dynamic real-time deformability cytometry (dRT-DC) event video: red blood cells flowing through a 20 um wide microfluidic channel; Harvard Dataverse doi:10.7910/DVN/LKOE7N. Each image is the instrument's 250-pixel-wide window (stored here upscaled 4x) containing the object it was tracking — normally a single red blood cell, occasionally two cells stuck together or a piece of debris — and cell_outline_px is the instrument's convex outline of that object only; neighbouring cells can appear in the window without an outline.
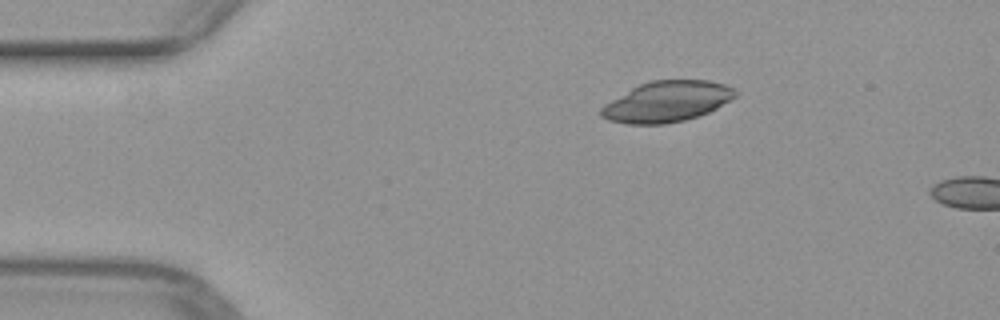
{"species": "common noctule bat (a hibernating species)", "species_latin": "Nyctalus noctula", "temperature_condition": "warm", "stored_images_in_passage": 4, "camera_frame_rate_fps": 3000, "um_per_image_px": 0.085, "animal": {"sex": "female", "body_mass_g": 29.2, "forearm_length_mm": 56.3}, "frame": {"image": 1, "passage_image": 1, "time_ms": 0.0, "image_size_px": [1000, 320], "cell_outline_px": [[736, 96], [716, 108], [708, 112], [684, 120], [664, 124], [628, 124], [608, 120], [600, 116], [600, 108], [604, 104], [632, 88], [640, 84], [652, 80], [708, 80], [724, 84], [732, 88], [736, 92]], "centroid_in_image_um": [56.65, 8.64], "position_along_channel_um": 28.3, "area_um2": 31.56}}